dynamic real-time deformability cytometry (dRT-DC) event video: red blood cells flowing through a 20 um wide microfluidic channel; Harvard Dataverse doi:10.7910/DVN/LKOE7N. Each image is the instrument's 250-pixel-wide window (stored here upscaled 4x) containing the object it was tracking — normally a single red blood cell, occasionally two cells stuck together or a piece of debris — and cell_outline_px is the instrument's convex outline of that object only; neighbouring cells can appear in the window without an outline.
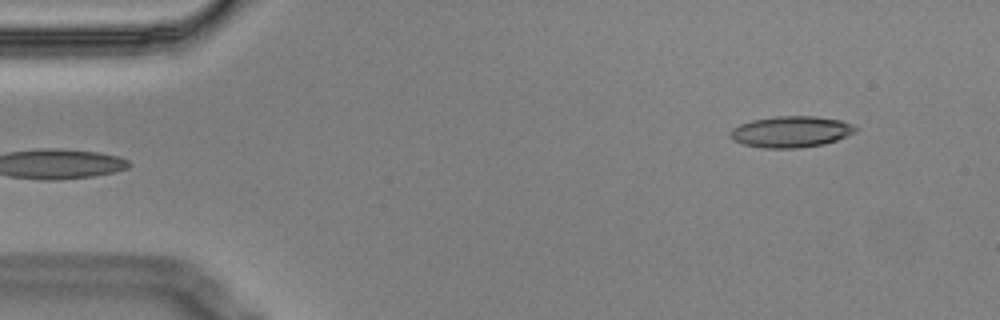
{"species": "Egyptian fruit bat (a non-hibernating species)", "species_latin": "Rousettus aegyptiacus", "temperature_condition": "cold", "stored_images_in_passage": 4, "segment_of_instrument_passage": [2, 2], "camera_frame_rate_fps": 3000, "um_per_image_px": 0.085, "animal": {"sex": "male"}, "frame": {"image": 1, "passage_image": 4, "time_ms": 1.0, "image_size_px": [1000, 320], "cell_outline_px": [[860, 128], [856, 132], [836, 140], [824, 144], [796, 148], [764, 148], [744, 144], [732, 140], [732, 128], [740, 124], [752, 120], [776, 116], [816, 116], [840, 120], [852, 124]], "centroid_in_image_um": [67.28, 11.19], "position_along_channel_um": 17.7, "area_um2": 22.72}}